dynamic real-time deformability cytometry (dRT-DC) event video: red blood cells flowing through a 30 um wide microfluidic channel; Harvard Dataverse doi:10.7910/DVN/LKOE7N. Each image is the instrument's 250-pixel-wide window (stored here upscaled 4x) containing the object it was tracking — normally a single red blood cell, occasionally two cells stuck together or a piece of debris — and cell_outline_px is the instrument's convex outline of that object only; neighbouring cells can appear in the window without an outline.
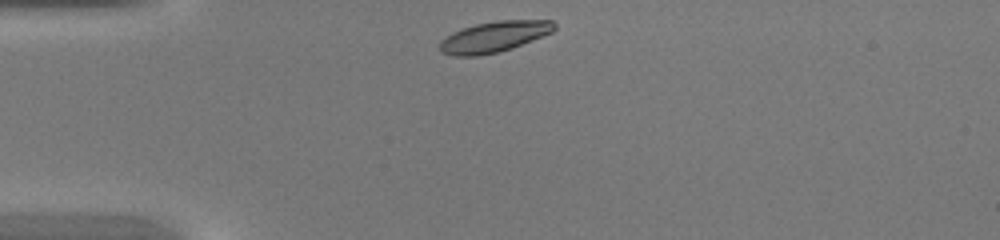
{"species": "common noctule bat (a hibernating species)", "species_latin": "Nyctalus noctula", "temperature_condition": "warm", "stored_images_in_passage": 29, "camera_frame_rate_fps": 3000, "um_per_image_px": 0.085, "animal": {"sex": "female", "body_mass_g": 20.0, "forearm_length_mm": 54.0}, "frame": {"image": 1, "passage_image": 1, "time_ms": 0.0, "image_size_px": [1000, 240], "cell_outline_px": [[556, 28], [552, 32], [512, 48], [500, 52], [480, 56], [452, 56], [440, 52], [440, 40], [452, 32], [476, 24], [496, 20], [552, 20], [556, 24]], "centroid_in_image_um": [41.98, 3.13], "position_along_channel_um": 43.0, "area_um2": 20.69}}
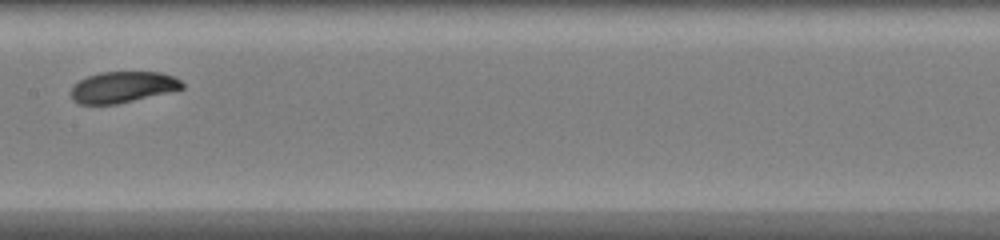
{"frame": {"image": 2, "passage_image": 13, "time_ms": 4.0, "image_size_px": [1000, 240], "cell_outline_px": [[184, 88], [168, 92], [116, 104], [80, 104], [72, 100], [72, 88], [80, 80], [88, 76], [100, 72], [160, 72], [176, 76], [184, 84]], "centroid_in_image_um": [10.46, 7.39], "position_along_channel_um": 196.9, "area_um2": 20.0}}
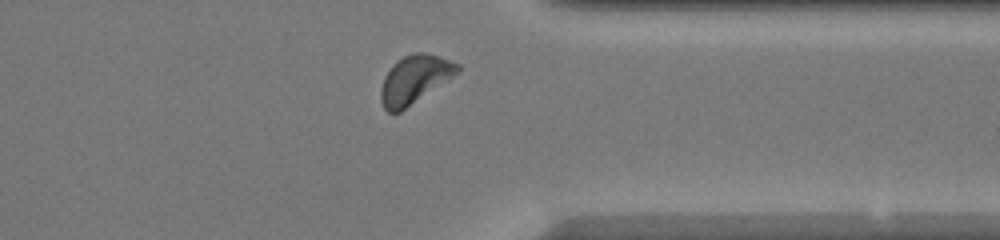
{"frame": {"image": 3, "passage_image": 25, "time_ms": 8.0, "image_size_px": [1000, 240], "cell_outline_px": [[460, 72], [400, 112], [388, 112], [384, 108], [380, 100], [380, 92], [384, 76], [392, 64], [396, 60], [412, 52], [424, 52], [440, 56], [460, 64]], "centroid_in_image_um": [35.24, 6.73], "position_along_channel_um": 376.2, "area_um2": 21.62}}